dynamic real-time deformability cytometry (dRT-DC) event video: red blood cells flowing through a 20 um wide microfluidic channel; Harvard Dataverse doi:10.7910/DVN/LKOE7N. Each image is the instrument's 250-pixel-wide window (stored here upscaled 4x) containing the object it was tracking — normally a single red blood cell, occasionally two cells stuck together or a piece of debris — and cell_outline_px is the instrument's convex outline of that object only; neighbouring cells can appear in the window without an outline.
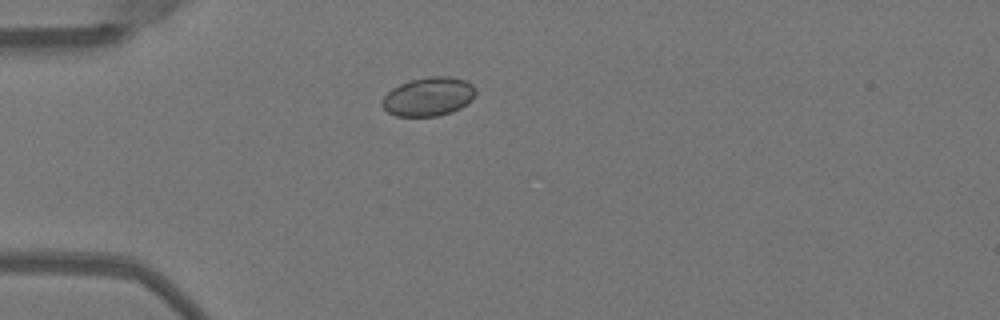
{"species": "Egyptian fruit bat (a non-hibernating species)", "species_latin": "Rousettus aegyptiacus", "temperature_condition": "warm", "stored_images_in_passage": 14, "camera_frame_rate_fps": 3000, "um_per_image_px": 0.085, "animal": {"sex": "female"}, "frame": {"image": 1, "passage_image": 1, "time_ms": 0.0, "image_size_px": [1000, 320], "cell_outline_px": [[476, 92], [472, 100], [460, 108], [452, 112], [436, 116], [396, 116], [388, 112], [380, 104], [380, 100], [392, 88], [400, 84], [412, 80], [428, 76], [452, 76], [464, 80], [472, 84], [476, 88]], "centroid_in_image_um": [36.42, 8.21], "position_along_channel_um": 48.6, "area_um2": 21.27}}
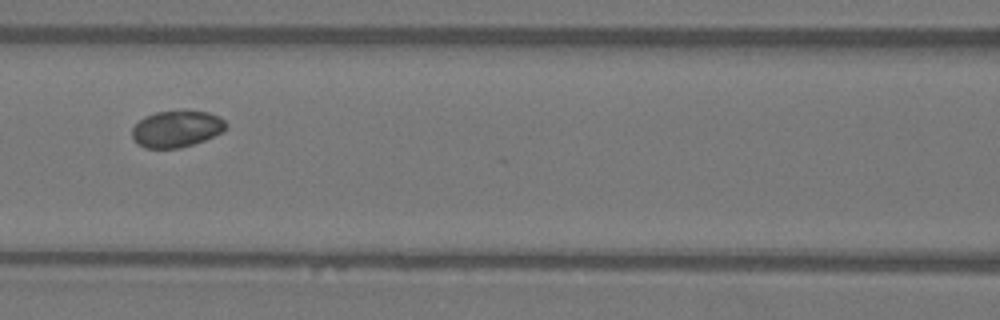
{"frame": {"image": 2, "passage_image": 10, "time_ms": 3.0, "image_size_px": [1000, 320], "cell_outline_px": [[228, 124], [224, 132], [204, 140], [180, 148], [144, 148], [132, 136], [132, 128], [144, 116], [156, 112], [208, 112], [220, 116]], "centroid_in_image_um": [15.04, 10.96], "position_along_channel_um": 151.6, "area_um2": 19.77}}
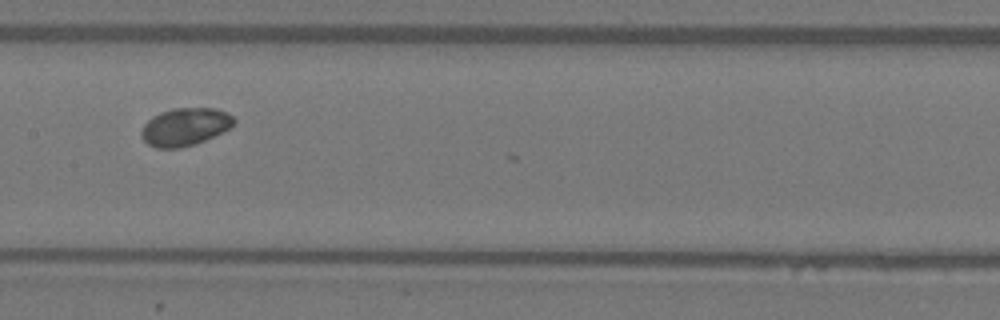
{"frame": {"image": 3, "passage_image": 13, "time_ms": 4.0, "image_size_px": [1000, 320], "cell_outline_px": [[236, 124], [204, 140], [180, 148], [156, 148], [148, 144], [144, 140], [140, 132], [144, 124], [152, 116], [160, 112], [176, 108], [216, 108], [228, 112], [236, 120]], "centroid_in_image_um": [15.72, 10.76], "position_along_channel_um": 191.7, "area_um2": 20.23}}